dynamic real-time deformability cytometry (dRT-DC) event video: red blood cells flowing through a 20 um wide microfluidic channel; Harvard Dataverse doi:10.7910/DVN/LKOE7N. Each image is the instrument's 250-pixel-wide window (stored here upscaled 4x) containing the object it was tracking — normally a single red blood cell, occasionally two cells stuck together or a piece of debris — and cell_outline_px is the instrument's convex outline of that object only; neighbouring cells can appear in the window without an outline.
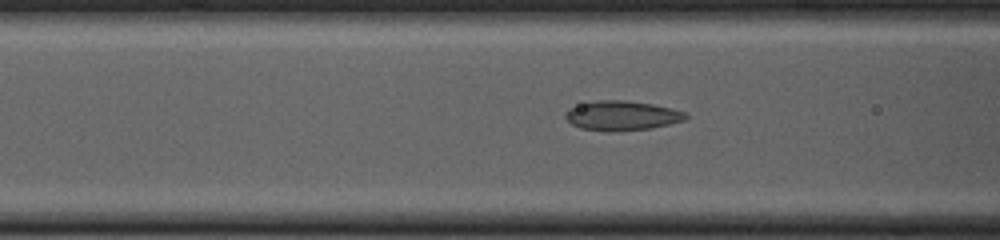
{"species": "common noctule bat (a hibernating species)", "species_latin": "Nyctalus noctula", "temperature_condition": "cold", "stored_images_in_passage": 36, "camera_frame_rate_fps": 3000, "um_per_image_px": 0.085, "animal": {"sex": "female", "body_mass_g": 23.0, "forearm_length_mm": 53.4}, "frame": {"image": 1, "passage_image": 8, "time_ms": 2.333, "image_size_px": [1000, 240], "cell_outline_px": [[688, 116], [684, 120], [652, 128], [580, 128], [572, 124], [564, 116], [568, 108], [580, 104], [596, 100], [624, 100], [652, 104], [672, 108], [684, 112]], "centroid_in_image_um": [52.87, 9.77], "position_along_channel_um": 113.7, "area_um2": 19.65}}
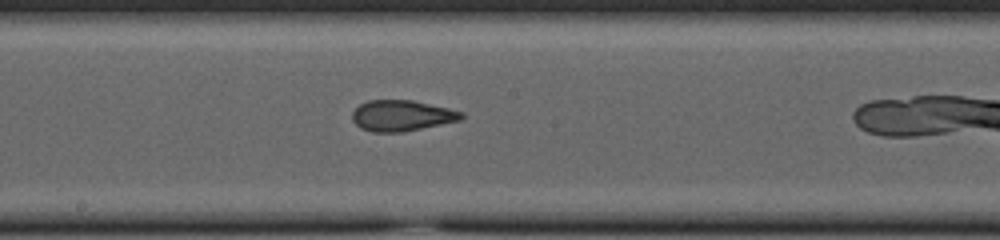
{"frame": {"image": 2, "passage_image": 16, "time_ms": 5.0, "image_size_px": [1000, 240], "cell_outline_px": [[464, 116], [460, 120], [404, 132], [372, 132], [360, 128], [352, 120], [352, 112], [360, 104], [368, 100], [412, 100], [448, 108], [464, 112]], "centroid_in_image_um": [34.13, 9.83], "position_along_channel_um": 214.1, "area_um2": 19.65}}
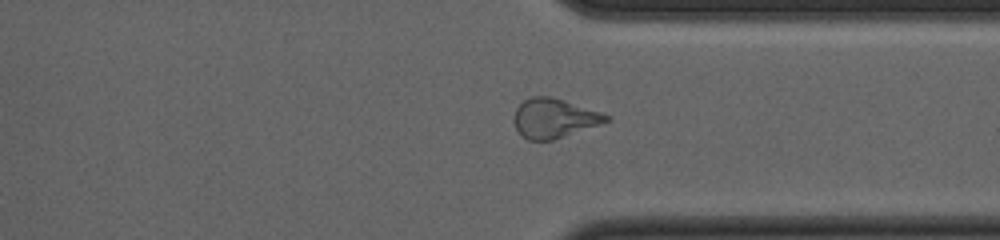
{"frame": {"image": 3, "passage_image": 28, "time_ms": 9.0, "image_size_px": [1000, 240], "cell_outline_px": [[612, 120], [552, 140], [528, 140], [516, 128], [512, 116], [516, 108], [524, 100], [532, 96], [548, 96], [564, 100], [600, 112], [608, 116]], "centroid_in_image_um": [47.07, 10.04], "position_along_channel_um": 364.3, "area_um2": 20.87}, "authors_computed_cell_mechanics": {"area_um2": 20.1722, "velocity_mm_per_s": 3.7721, "shape_relaxation_time_tau1_ms": null, "shape_relaxation_time_tau2_ms": 1.8959, "deformation_change_tau1": null, "deformation_change_tau2": 0.0999}}